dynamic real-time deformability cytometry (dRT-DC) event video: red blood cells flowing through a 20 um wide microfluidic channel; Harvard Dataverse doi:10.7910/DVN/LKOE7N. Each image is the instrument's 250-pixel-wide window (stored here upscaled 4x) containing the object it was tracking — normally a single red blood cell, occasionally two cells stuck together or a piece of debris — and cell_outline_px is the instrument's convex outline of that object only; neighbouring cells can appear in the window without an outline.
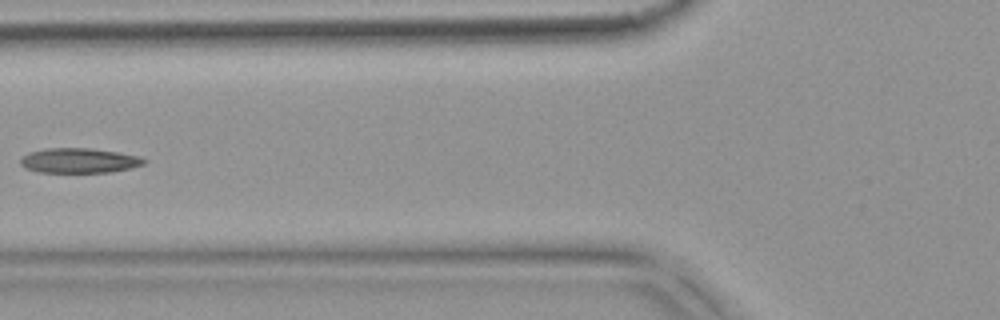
{"species": "common noctule bat (a hibernating species)", "species_latin": "Nyctalus noctula", "temperature_condition": "warm", "stored_images_in_passage": 8, "camera_frame_rate_fps": 3000, "um_per_image_px": 0.085, "animal": {"sex": "female", "body_mass_g": 18.4}, "frame": {"image": 1, "passage_image": 7, "time_ms": 2.0, "image_size_px": [1000, 320], "cell_outline_px": [[148, 160], [144, 164], [132, 168], [112, 172], [36, 172], [24, 168], [20, 164], [20, 160], [28, 152], [48, 148], [92, 148], [140, 156]], "centroid_in_image_um": [6.74, 13.65], "position_along_channel_um": 119.1, "area_um2": 18.03}}